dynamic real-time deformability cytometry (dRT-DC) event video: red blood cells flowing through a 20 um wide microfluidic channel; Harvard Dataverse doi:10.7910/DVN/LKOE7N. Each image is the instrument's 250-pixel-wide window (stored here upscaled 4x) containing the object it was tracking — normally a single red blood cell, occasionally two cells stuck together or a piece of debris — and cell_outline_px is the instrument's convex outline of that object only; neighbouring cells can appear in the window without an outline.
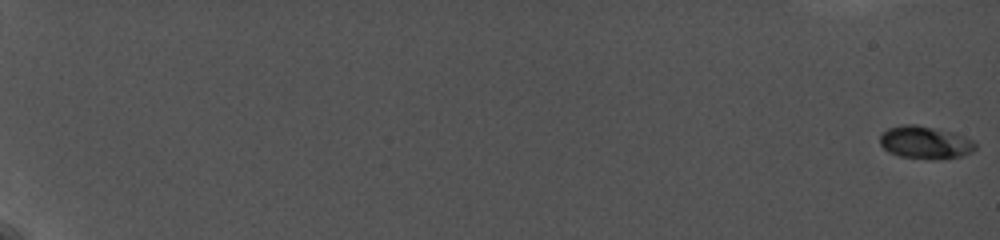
{"species": "common noctule bat (a hibernating species)", "species_latin": "Nyctalus noctula", "temperature_condition": "cold", "stored_images_in_passage": 33, "camera_frame_rate_fps": 5000, "um_per_image_px": 0.085, "animal": {"sex": "female", "body_mass_g": 19.0, "forearm_length_mm": 56.7}, "frame": {"image": 1, "passage_image": 1, "time_ms": 0.0, "image_size_px": [1000, 240], "cell_outline_px": [[976, 148], [972, 152], [960, 156], [940, 160], [900, 156], [888, 152], [880, 144], [880, 136], [888, 128], [904, 124], [916, 124], [948, 132], [972, 140], [976, 144]], "centroid_in_image_um": [78.61, 12.13], "position_along_channel_um": 6.4, "area_um2": 17.86}}
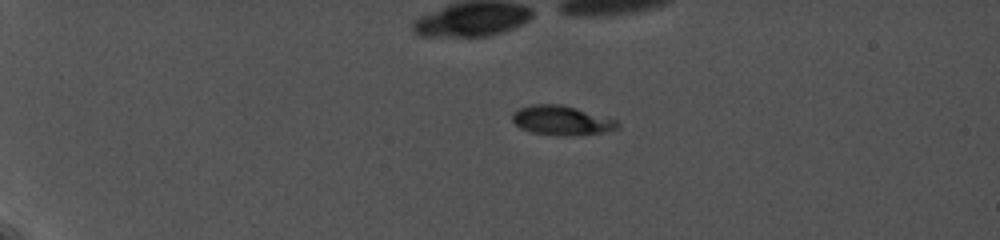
{"frame": {"image": 2, "passage_image": 9, "time_ms": 5.4, "image_size_px": [1000, 240], "cell_outline_px": [[620, 124], [616, 128], [608, 132], [564, 136], [556, 136], [532, 132], [520, 128], [512, 120], [512, 112], [520, 108], [532, 104], [560, 104], [576, 108], [616, 120]], "centroid_in_image_um": [47.71, 10.24], "position_along_channel_um": 37.3, "area_um2": 17.98}}